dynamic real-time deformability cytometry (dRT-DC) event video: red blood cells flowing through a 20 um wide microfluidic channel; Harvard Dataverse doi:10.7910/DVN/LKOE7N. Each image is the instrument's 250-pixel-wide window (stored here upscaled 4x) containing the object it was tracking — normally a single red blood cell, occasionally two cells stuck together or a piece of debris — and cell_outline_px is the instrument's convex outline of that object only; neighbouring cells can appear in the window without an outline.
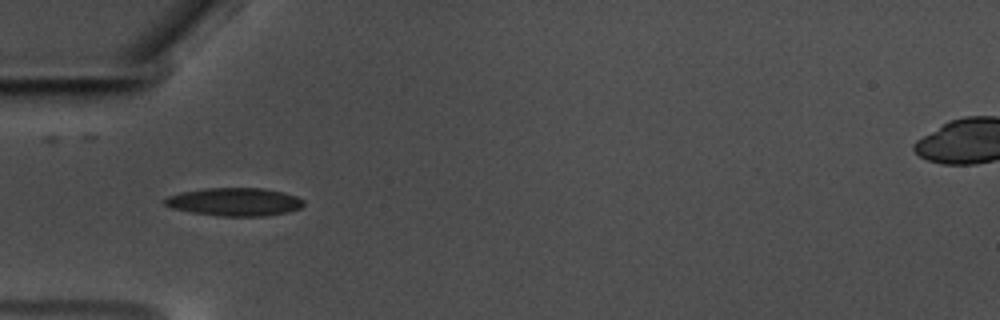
{"species": "common noctule bat (a hibernating species)", "species_latin": "Nyctalus noctula", "temperature_condition": "warm", "stored_images_in_passage": 41, "camera_frame_rate_fps": 3000, "um_per_image_px": 0.085, "animal": {"sex": "male", "body_mass_g": 17.5, "forearm_length_mm": 52.3}, "frame": {"image": 1, "passage_image": 1, "time_ms": 0.0, "image_size_px": [1000, 320], "cell_outline_px": [[304, 204], [300, 208], [288, 212], [264, 216], [220, 216], [192, 212], [172, 208], [164, 204], [164, 200], [168, 196], [180, 192], [204, 188], [264, 188], [284, 192], [296, 196], [304, 200]], "centroid_in_image_um": [19.95, 17.15], "position_along_channel_um": 65.0, "area_um2": 22.77}}
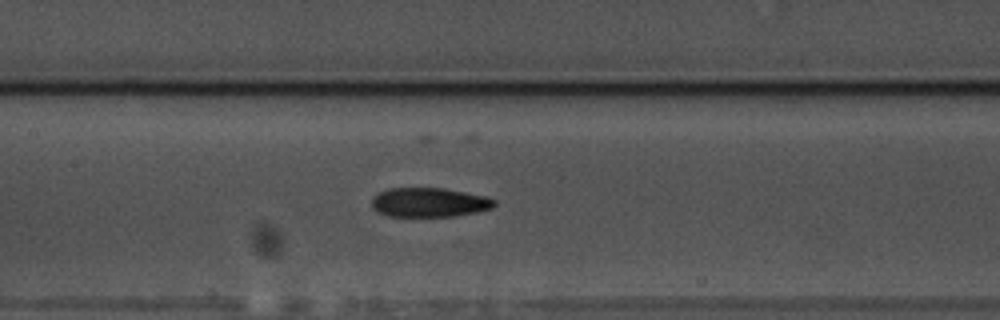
{"frame": {"image": 2, "passage_image": 10, "time_ms": 3.0, "image_size_px": [1000, 320], "cell_outline_px": [[496, 204], [492, 208], [476, 212], [456, 216], [388, 216], [376, 212], [372, 208], [372, 196], [388, 188], [444, 188], [484, 196], [496, 200]], "centroid_in_image_um": [36.45, 17.2], "position_along_channel_um": 170.9, "area_um2": 20.98}}
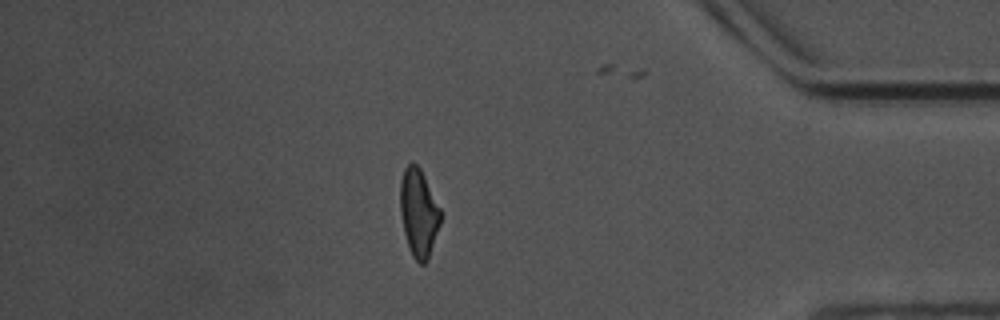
{"frame": {"image": 3, "passage_image": 32, "time_ms": 10.333, "image_size_px": [1000, 320], "cell_outline_px": [[440, 224], [428, 260], [424, 264], [420, 264], [412, 256], [404, 232], [400, 212], [400, 180], [404, 168], [412, 160], [420, 168], [440, 208]], "centroid_in_image_um": [35.57, 18.07], "position_along_channel_um": 399.6, "area_um2": 20.58}, "authors_computed_cell_mechanics": {"area_um2": 21.3282, "velocity_mm_per_s": 3.575, "shape_relaxation_time_tau1_ms": 6.4417, "shape_relaxation_time_tau2_ms": 4.1016, "deformation_change_tau1": 0.1734, "deformation_change_tau2": 0.1198}}